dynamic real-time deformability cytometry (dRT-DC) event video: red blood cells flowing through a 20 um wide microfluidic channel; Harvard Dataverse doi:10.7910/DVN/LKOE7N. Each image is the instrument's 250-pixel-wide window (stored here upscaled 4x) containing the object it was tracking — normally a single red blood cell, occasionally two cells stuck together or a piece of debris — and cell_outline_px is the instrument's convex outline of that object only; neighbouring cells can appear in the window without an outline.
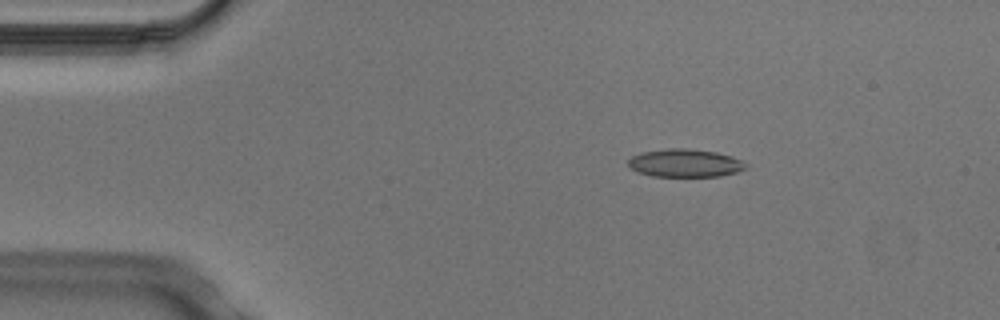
{"species": "Egyptian fruit bat (a non-hibernating species)", "species_latin": "Rousettus aegyptiacus", "temperature_condition": "cold", "stored_images_in_passage": 5, "camera_frame_rate_fps": 3000, "um_per_image_px": 0.085, "animal": {"sex": "male"}, "frame": {"image": 1, "passage_image": 3, "time_ms": 0.667, "image_size_px": [1000, 320], "cell_outline_px": [[748, 168], [736, 172], [720, 176], [652, 176], [636, 172], [628, 164], [628, 160], [632, 156], [640, 152], [668, 148], [688, 148], [716, 152], [732, 156], [740, 160]], "centroid_in_image_um": [58.2, 13.85], "position_along_channel_um": 26.8, "area_um2": 19.19}}
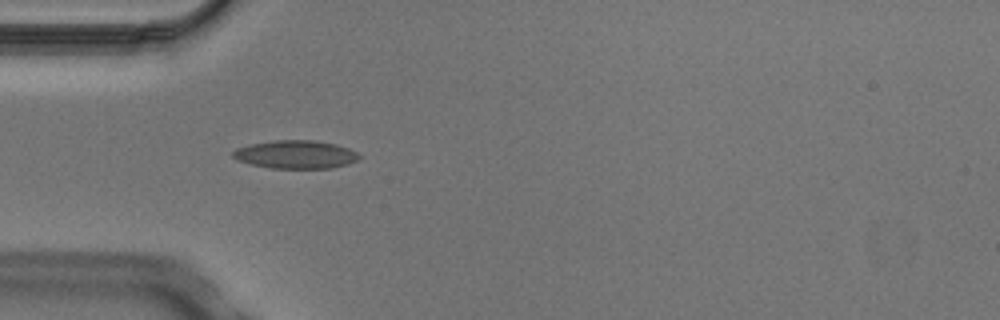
{"frame": {"image": 2, "passage_image": 5, "time_ms": 1.333, "image_size_px": [1000, 320], "cell_outline_px": [[360, 156], [356, 160], [348, 164], [332, 168], [272, 168], [252, 164], [236, 160], [232, 156], [232, 152], [236, 148], [252, 144], [276, 140], [316, 140], [336, 144], [348, 148], [356, 152]], "centroid_in_image_um": [25.13, 13.13], "position_along_channel_um": 59.9, "area_um2": 20.63}}